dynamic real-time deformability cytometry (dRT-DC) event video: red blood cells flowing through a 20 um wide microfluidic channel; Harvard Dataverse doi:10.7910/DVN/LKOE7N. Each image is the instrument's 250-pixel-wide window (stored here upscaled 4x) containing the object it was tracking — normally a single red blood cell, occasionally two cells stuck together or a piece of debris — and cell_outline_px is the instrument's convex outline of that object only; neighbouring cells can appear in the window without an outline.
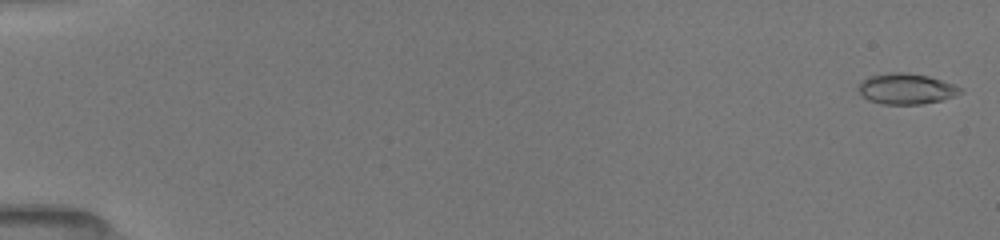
{"species": "common noctule bat (a hibernating species)", "species_latin": "Nyctalus noctula", "temperature_condition": "room temperature", "stored_images_in_passage": 40, "camera_frame_rate_fps": 3000, "um_per_image_px": 0.085, "animal": {"sex": "female", "body_mass_g": 19.5, "forearm_length_mm": 54.1}, "frame": {"image": 1, "passage_image": 1, "time_ms": 0.0, "image_size_px": [1000, 240], "cell_outline_px": [[964, 92], [940, 100], [920, 104], [880, 104], [868, 100], [860, 96], [856, 88], [860, 80], [868, 76], [892, 72], [904, 72], [928, 76], [952, 84], [960, 88]], "centroid_in_image_um": [76.92, 7.55], "position_along_channel_um": 8.1, "area_um2": 18.32}}
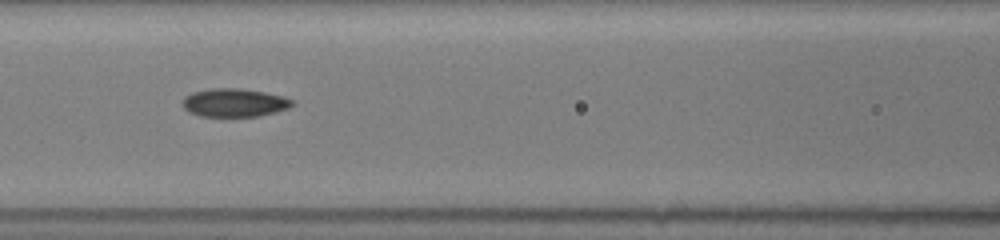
{"frame": {"image": 2, "passage_image": 25, "time_ms": 7.667, "image_size_px": [1000, 240], "cell_outline_px": [[296, 104], [288, 108], [276, 112], [260, 116], [200, 116], [188, 112], [184, 108], [184, 96], [192, 92], [212, 88], [240, 88], [264, 92], [284, 96], [292, 100]], "centroid_in_image_um": [19.94, 8.72], "position_along_channel_um": 146.7, "area_um2": 18.15}}
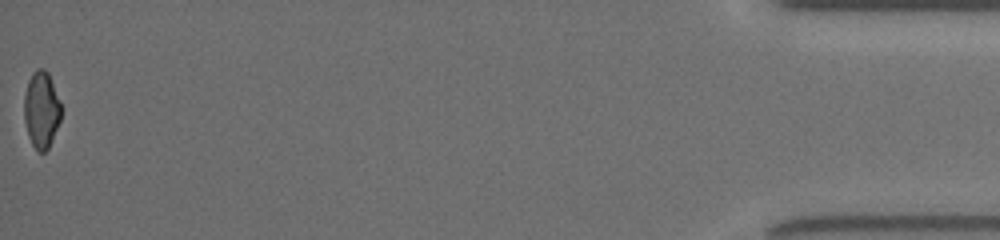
{"frame": {"image": 3, "passage_image": 40, "time_ms": 17.0, "image_size_px": [1000, 240], "cell_outline_px": [[60, 120], [48, 148], [44, 152], [36, 152], [28, 136], [24, 120], [24, 96], [28, 80], [32, 72], [36, 68], [44, 68], [48, 72], [60, 100]], "centroid_in_image_um": [3.5, 9.31], "position_along_channel_um": 431.7, "area_um2": 16.59}, "authors_computed_cell_mechanics": {"area_um2": 17.7157, "velocity_mm_per_s": 4.0187, "shape_relaxation_time_tau1_ms": 3.8767, "shape_relaxation_time_tau2_ms": 3.508, "deformation_change_tau1": 0.1485, "deformation_change_tau2": 0.0923}}